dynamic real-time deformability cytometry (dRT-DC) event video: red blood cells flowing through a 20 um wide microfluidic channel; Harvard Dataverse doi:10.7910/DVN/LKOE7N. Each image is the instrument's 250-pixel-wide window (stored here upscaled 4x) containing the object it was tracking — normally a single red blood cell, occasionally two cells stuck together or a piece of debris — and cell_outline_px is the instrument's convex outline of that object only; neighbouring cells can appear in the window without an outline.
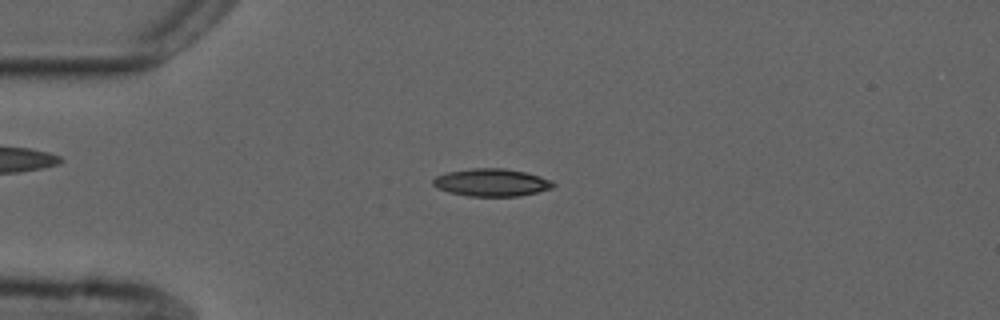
{"species": "common noctule bat (a hibernating species)", "species_latin": "Nyctalus noctula", "temperature_condition": "cold", "stored_images_in_passage": 54, "camera_frame_rate_fps": 3000, "um_per_image_px": 0.085, "animal": {"sex": "male", "forearm_length_mm": 52.5}, "frame": {"image": 1, "passage_image": 13, "time_ms": 4.0, "image_size_px": [1000, 320], "cell_outline_px": [[556, 184], [552, 188], [520, 196], [468, 196], [448, 192], [436, 188], [432, 184], [432, 180], [436, 176], [448, 172], [472, 168], [504, 168], [524, 172], [540, 176], [552, 180]], "centroid_in_image_um": [41.77, 15.51], "position_along_channel_um": 43.2, "area_um2": 19.36}}
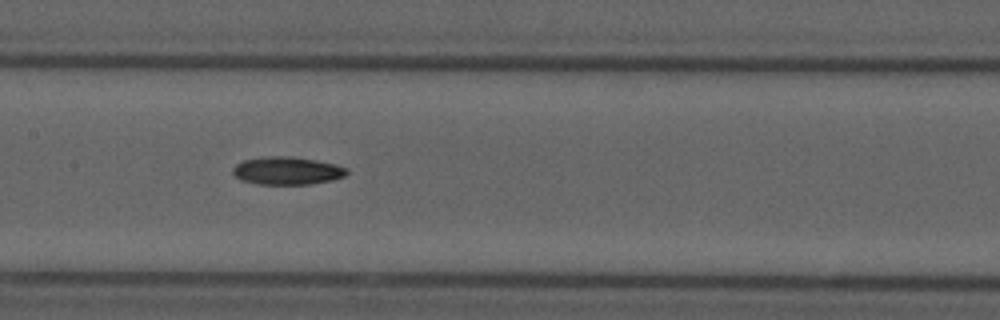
{"frame": {"image": 2, "passage_image": 26, "time_ms": 8.333, "image_size_px": [1000, 320], "cell_outline_px": [[348, 172], [344, 176], [332, 180], [308, 184], [256, 184], [240, 180], [232, 172], [232, 168], [236, 164], [244, 160], [264, 156], [292, 156], [316, 160], [336, 164], [348, 168]], "centroid_in_image_um": [24.39, 14.5], "position_along_channel_um": 183.0, "area_um2": 18.61}}
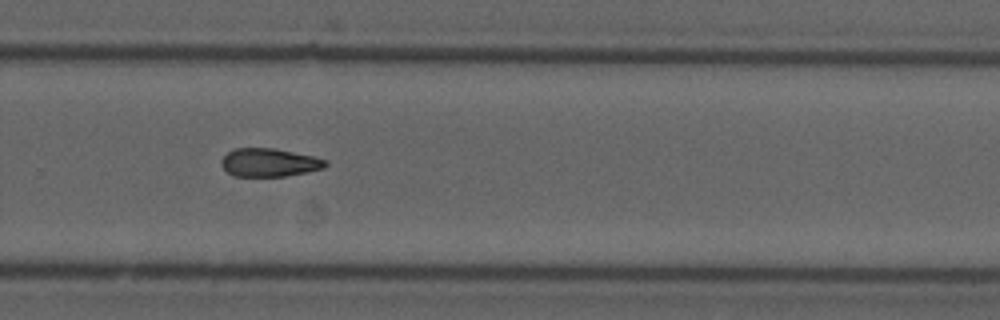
{"frame": {"image": 3, "passage_image": 36, "time_ms": 11.667, "image_size_px": [1000, 320], "cell_outline_px": [[328, 164], [324, 168], [284, 176], [236, 176], [228, 172], [220, 164], [220, 160], [228, 152], [236, 148], [276, 148], [312, 156], [328, 160]], "centroid_in_image_um": [22.88, 13.8], "position_along_channel_um": 306.9, "area_um2": 17.05}}